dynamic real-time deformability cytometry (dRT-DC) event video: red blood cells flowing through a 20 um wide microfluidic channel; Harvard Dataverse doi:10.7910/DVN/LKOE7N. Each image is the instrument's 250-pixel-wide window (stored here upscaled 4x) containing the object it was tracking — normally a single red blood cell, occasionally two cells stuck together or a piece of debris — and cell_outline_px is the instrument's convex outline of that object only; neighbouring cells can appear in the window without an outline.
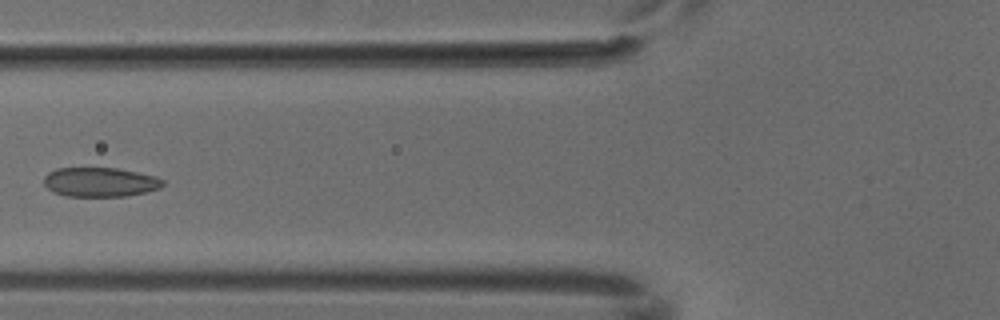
{"species": "common noctule bat (a hibernating species)", "species_latin": "Nyctalus noctula", "temperature_condition": "cold", "stored_images_in_passage": 6, "camera_frame_rate_fps": 3000, "um_per_image_px": 0.085, "animal": {"sex": "male", "body_mass_g": 18.8}, "frame": {"image": 1, "passage_image": 5, "time_ms": 1.333, "image_size_px": [1000, 320], "cell_outline_px": [[164, 184], [160, 188], [144, 192], [124, 196], [64, 196], [52, 192], [44, 184], [44, 176], [48, 172], [56, 168], [116, 168], [156, 176], [164, 180]], "centroid_in_image_um": [8.48, 15.47], "position_along_channel_um": 117.3, "area_um2": 20.35}}
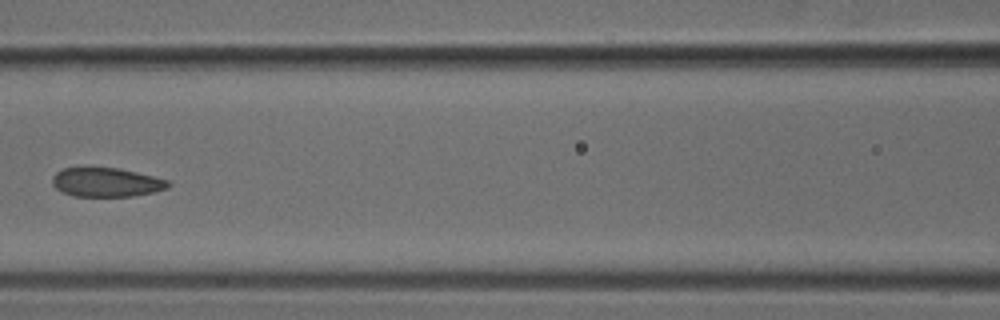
{"frame": {"image": 2, "passage_image": 6, "time_ms": 1.667, "image_size_px": [1000, 320], "cell_outline_px": [[172, 184], [168, 188], [152, 192], [132, 196], [72, 196], [56, 188], [52, 184], [52, 176], [56, 172], [64, 168], [84, 164], [88, 164], [120, 168], [168, 180]], "centroid_in_image_um": [8.98, 15.44], "position_along_channel_um": 157.6, "area_um2": 20.35}}